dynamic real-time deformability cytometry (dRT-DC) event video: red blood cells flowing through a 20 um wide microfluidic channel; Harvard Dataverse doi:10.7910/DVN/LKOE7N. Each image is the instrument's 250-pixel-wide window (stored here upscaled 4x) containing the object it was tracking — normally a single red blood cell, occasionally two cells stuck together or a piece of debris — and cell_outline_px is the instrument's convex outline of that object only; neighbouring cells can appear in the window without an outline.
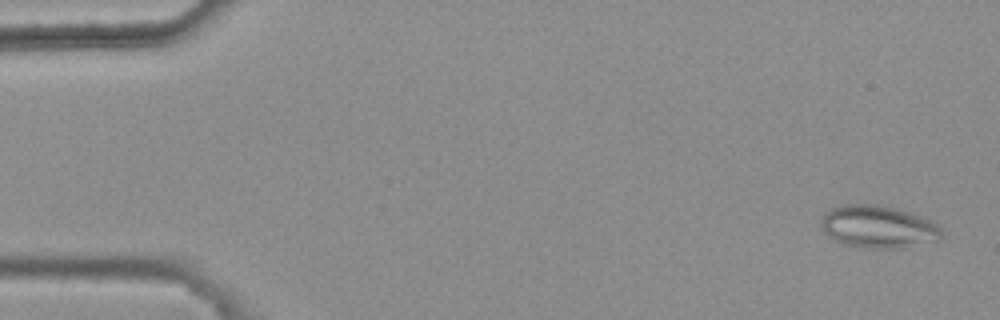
{"species": "common noctule bat (a hibernating species)", "species_latin": "Nyctalus noctula", "temperature_condition": "warm", "stored_images_in_passage": 6, "camera_frame_rate_fps": 3000, "um_per_image_px": 0.085, "animal": {"sex": "female", "body_mass_g": 25.1}, "frame": {"image": 1, "passage_image": 1, "time_ms": 0.0, "image_size_px": [1000, 320], "cell_outline_px": [[944, 236], [940, 240], [904, 248], [868, 248], [844, 244], [836, 240], [824, 232], [820, 224], [820, 220], [824, 212], [840, 204], [880, 204], [896, 208], [908, 212], [928, 220], [936, 224], [940, 228]], "centroid_in_image_um": [74.63, 19.27], "position_along_channel_um": 10.4, "area_um2": 30.0}}